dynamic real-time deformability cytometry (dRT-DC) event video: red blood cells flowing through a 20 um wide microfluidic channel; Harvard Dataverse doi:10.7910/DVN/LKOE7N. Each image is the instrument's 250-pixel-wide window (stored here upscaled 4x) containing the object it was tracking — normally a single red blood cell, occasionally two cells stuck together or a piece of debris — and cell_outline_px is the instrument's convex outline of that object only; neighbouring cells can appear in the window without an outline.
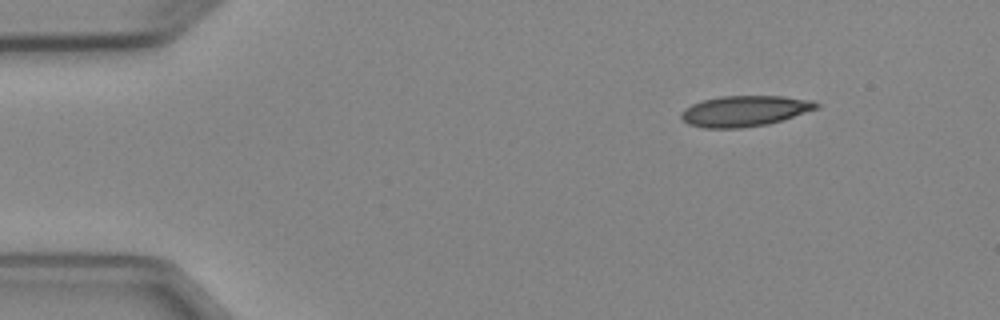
{"species": "Egyptian fruit bat (a non-hibernating species)", "species_latin": "Rousettus aegyptiacus", "temperature_condition": "cold", "stored_images_in_passage": 4, "segment_of_instrument_passage": [2, 2], "camera_frame_rate_fps": 3000, "um_per_image_px": 0.085, "animal": {"sex": "female"}, "frame": {"image": 1, "passage_image": 4, "time_ms": 3.333, "image_size_px": [1000, 320], "cell_outline_px": [[820, 108], [768, 124], [740, 128], [704, 128], [688, 124], [680, 116], [680, 112], [684, 108], [692, 104], [704, 100], [720, 96], [784, 96], [812, 100], [820, 104]], "centroid_in_image_um": [63.3, 9.43], "position_along_channel_um": 21.7, "area_um2": 24.28}}